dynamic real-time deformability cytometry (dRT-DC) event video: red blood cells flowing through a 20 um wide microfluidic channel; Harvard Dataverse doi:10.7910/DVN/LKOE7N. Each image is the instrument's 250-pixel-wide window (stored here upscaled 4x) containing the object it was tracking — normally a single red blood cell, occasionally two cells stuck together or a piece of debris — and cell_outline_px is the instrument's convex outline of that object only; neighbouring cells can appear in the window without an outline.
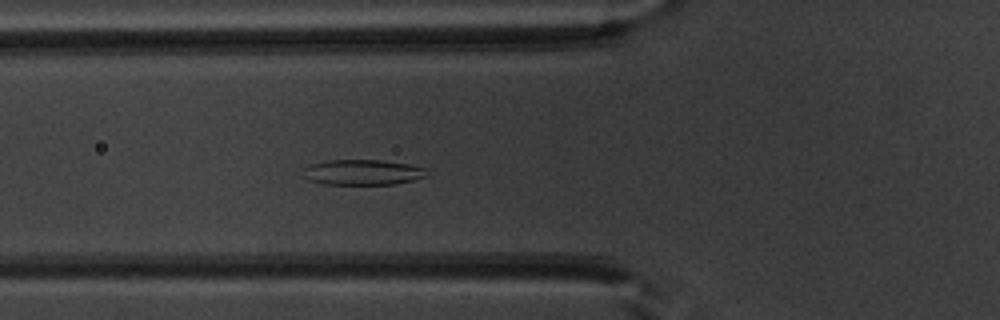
{"species": "common noctule bat (a hibernating species)", "species_latin": "Nyctalus noctula", "temperature_condition": "warm", "stored_images_in_passage": 52, "camera_frame_rate_fps": 3000, "um_per_image_px": 0.085, "animal": {"sex": "male", "body_mass_g": 20.1, "forearm_length_mm": 53.5}, "frame": {"image": 1, "passage_image": 20, "time_ms": 6.333, "image_size_px": [1000, 320], "cell_outline_px": [[428, 176], [396, 184], [324, 184], [308, 180], [304, 176], [304, 168], [312, 164], [324, 160], [380, 160], [408, 164], [428, 168]], "centroid_in_image_um": [30.85, 14.64], "position_along_channel_um": 94.9, "area_um2": 18.38}}
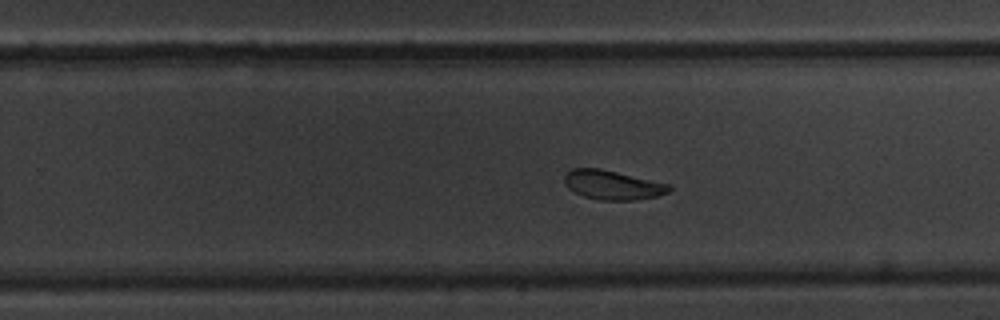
{"frame": {"image": 2, "passage_image": 34, "time_ms": 11.0, "image_size_px": [1000, 320], "cell_outline_px": [[672, 188], [668, 192], [656, 196], [636, 200], [600, 200], [584, 196], [568, 188], [564, 184], [564, 176], [572, 168], [600, 168], [672, 184]], "centroid_in_image_um": [52.09, 15.71], "position_along_channel_um": 277.7, "area_um2": 17.92}}
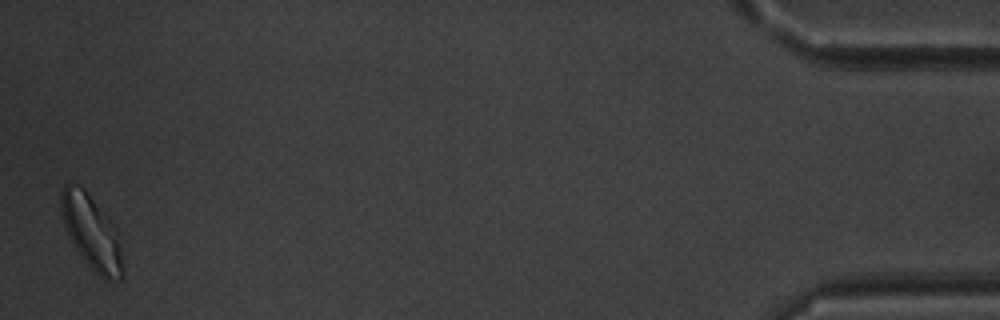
{"frame": {"image": 3, "passage_image": 52, "time_ms": 17.0, "image_size_px": [1000, 320], "cell_outline_px": [[124, 276], [120, 280], [104, 280], [80, 256], [64, 224], [60, 208], [60, 192], [64, 184], [72, 180], [84, 188], [116, 224], [120, 244], [124, 268]], "centroid_in_image_um": [7.81, 19.7], "position_along_channel_um": 427.4, "area_um2": 27.17}, "authors_computed_cell_mechanics": {"area_um2": 20.2589, "velocity_mm_per_s": 3.9116, "shape_relaxation_time_tau1_ms": 3.3139, "shape_relaxation_time_tau2_ms": 3.3008, "deformation_change_tau1": 0.1021, "deformation_change_tau2": 0.0799}}